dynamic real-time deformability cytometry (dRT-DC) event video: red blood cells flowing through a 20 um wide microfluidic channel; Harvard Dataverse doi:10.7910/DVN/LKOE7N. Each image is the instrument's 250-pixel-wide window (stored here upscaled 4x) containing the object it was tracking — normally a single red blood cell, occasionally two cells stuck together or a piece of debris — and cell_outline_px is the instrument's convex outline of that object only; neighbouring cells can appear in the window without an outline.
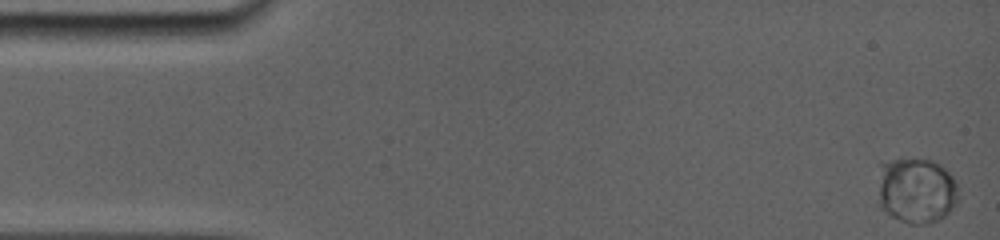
{"species": "common noctule bat (a hibernating species)", "species_latin": "Nyctalus noctula", "temperature_condition": "room temperature", "stored_images_in_passage": 8, "camera_frame_rate_fps": 5000, "um_per_image_px": 0.085, "animal": {"sex": "female", "body_mass_g": 19.0, "forearm_length_mm": 56.7}, "frame": {"image": 1, "passage_image": 1, "time_ms": 0.0, "image_size_px": [1000, 240], "cell_outline_px": [[960, 200], [944, 216], [936, 220], [924, 224], [912, 224], [900, 220], [876, 208], [876, 204], [880, 164], [892, 160], [932, 160], [944, 168], [952, 176], [960, 188]], "centroid_in_image_um": [77.87, 16.22], "position_along_channel_um": 7.1, "area_um2": 31.39}}
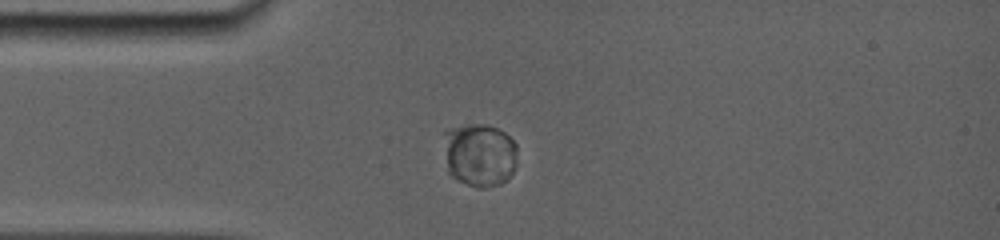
{"frame": {"image": 2, "passage_image": 6, "time_ms": 4.0, "image_size_px": [1000, 240], "cell_outline_px": [[516, 164], [512, 172], [500, 184], [484, 188], [476, 188], [456, 180], [448, 172], [444, 132], [452, 128], [468, 124], [484, 124], [496, 128], [504, 132], [516, 144]], "centroid_in_image_um": [40.76, 13.17], "position_along_channel_um": 44.2, "area_um2": 26.99}}
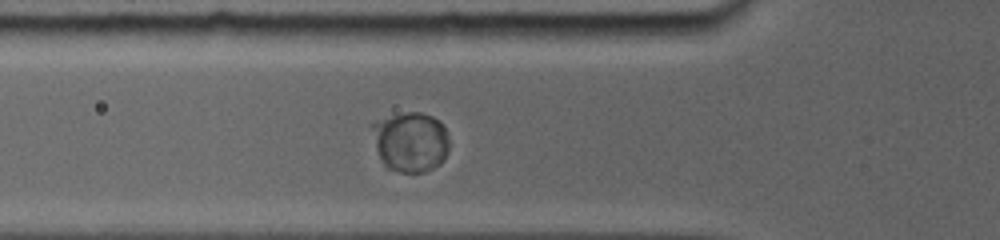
{"frame": {"image": 3, "passage_image": 8, "time_ms": 5.6, "image_size_px": [1000, 240], "cell_outline_px": [[448, 152], [440, 164], [424, 172], [400, 172], [388, 168], [384, 164], [376, 148], [372, 124], [392, 116], [404, 112], [420, 112], [432, 116], [444, 128], [448, 140]], "centroid_in_image_um": [34.91, 12.07], "position_along_channel_um": 90.9, "area_um2": 26.36}}